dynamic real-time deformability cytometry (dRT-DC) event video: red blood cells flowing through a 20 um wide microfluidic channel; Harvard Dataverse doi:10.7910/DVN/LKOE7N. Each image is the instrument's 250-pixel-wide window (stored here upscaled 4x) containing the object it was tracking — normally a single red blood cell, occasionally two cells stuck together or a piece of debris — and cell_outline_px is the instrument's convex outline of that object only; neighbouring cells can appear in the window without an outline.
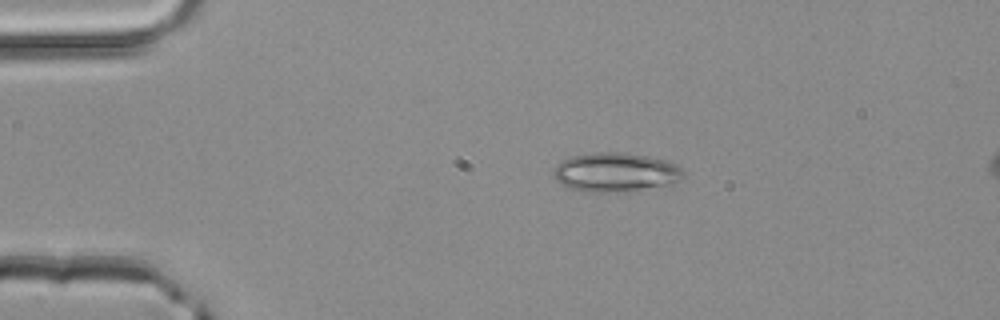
{"species": "common noctule bat (a hibernating species)", "species_latin": "Nyctalus noctula", "temperature_condition": "room temperature", "stored_images_in_passage": 41, "camera_frame_rate_fps": 3000, "um_per_image_px": 0.085, "animal": {"sex": "male", "body_mass_g": 20.4}, "frame": {"image": 1, "passage_image": 1, "time_ms": 0.0, "image_size_px": [1000, 320], "cell_outline_px": [[684, 176], [680, 180], [672, 184], [624, 192], [588, 192], [572, 188], [556, 180], [552, 172], [556, 164], [560, 160], [572, 156], [592, 152], [624, 152], [648, 156], [664, 160], [676, 164], [684, 172]], "centroid_in_image_um": [52.32, 14.63], "position_along_channel_um": 32.7, "area_um2": 29.77}}
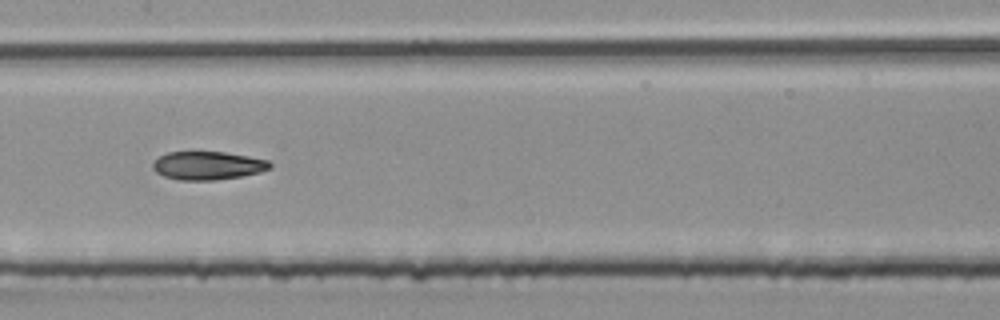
{"frame": {"image": 2, "passage_image": 16, "time_ms": 5.0, "image_size_px": [1000, 320], "cell_outline_px": [[272, 168], [260, 172], [240, 176], [216, 180], [180, 180], [164, 176], [156, 172], [152, 168], [152, 164], [160, 156], [168, 152], [224, 152], [248, 156], [268, 160], [272, 164]], "centroid_in_image_um": [17.67, 14.07], "position_along_channel_um": 189.7, "area_um2": 19.25}}
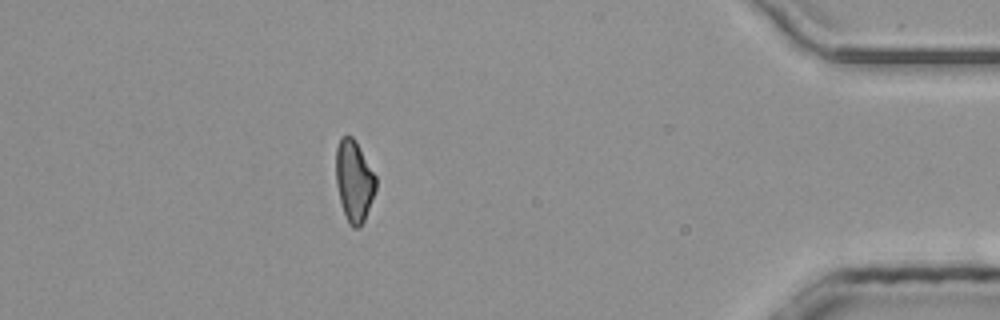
{"frame": {"image": 3, "passage_image": 35, "time_ms": 11.333, "image_size_px": [1000, 320], "cell_outline_px": [[376, 188], [364, 220], [360, 228], [352, 228], [348, 224], [340, 200], [336, 184], [336, 148], [340, 136], [352, 136], [356, 140], [376, 176]], "centroid_in_image_um": [30.09, 15.36], "position_along_channel_um": 405.1, "area_um2": 18.96}, "authors_computed_cell_mechanics": {"area_um2": 19.4208, "velocity_mm_per_s": 4.1991, "shape_relaxation_time_tau1_ms": null, "shape_relaxation_time_tau2_ms": 3.7407, "deformation_change_tau1": null, "deformation_change_tau2": 0.1061}}